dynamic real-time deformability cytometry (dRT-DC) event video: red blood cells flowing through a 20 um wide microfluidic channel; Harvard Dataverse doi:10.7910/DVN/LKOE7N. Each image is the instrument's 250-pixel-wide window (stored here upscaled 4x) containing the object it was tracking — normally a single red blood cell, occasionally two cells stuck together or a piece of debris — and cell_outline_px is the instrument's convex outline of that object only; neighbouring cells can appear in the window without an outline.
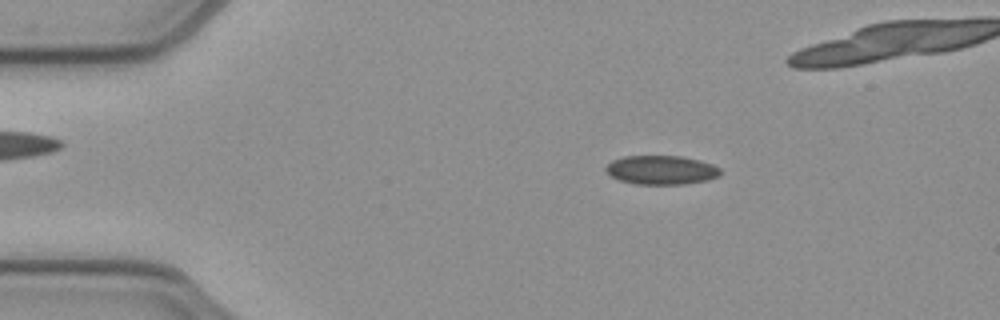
{"species": "common noctule bat (a hibernating species)", "species_latin": "Nyctalus noctula", "temperature_condition": "cold", "stored_images_in_passage": 45, "camera_frame_rate_fps": 3000, "um_per_image_px": 0.085, "animal": {"sex": "female", "body_mass_g": 21.9}, "frame": {"image": 1, "passage_image": 8, "time_ms": 2.333, "image_size_px": [1000, 320], "cell_outline_px": [[720, 176], [708, 180], [684, 184], [636, 184], [620, 180], [612, 176], [604, 168], [612, 160], [624, 156], [680, 156], [700, 160], [712, 164], [720, 168]], "centroid_in_image_um": [56.23, 14.45], "position_along_channel_um": 28.8, "area_um2": 19.31}}
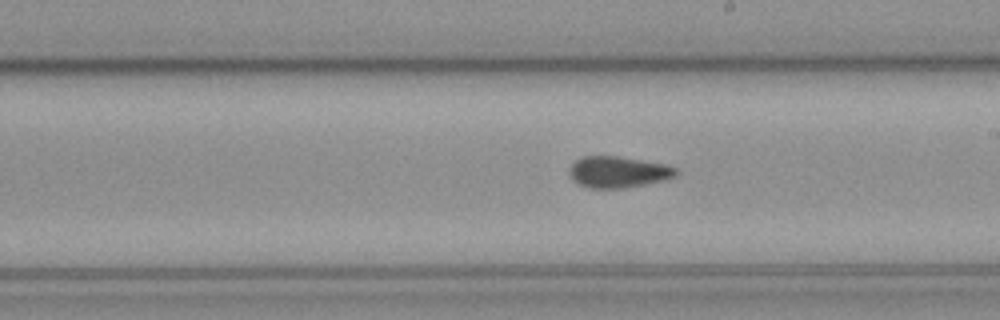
{"frame": {"image": 2, "passage_image": 28, "time_ms": 9.0, "image_size_px": [1000, 320], "cell_outline_px": [[680, 172], [676, 176], [664, 180], [624, 188], [588, 188], [572, 180], [568, 176], [568, 168], [580, 156], [616, 156], [668, 164], [676, 168]], "centroid_in_image_um": [52.53, 14.61], "position_along_channel_um": 236.5, "area_um2": 19.71}}
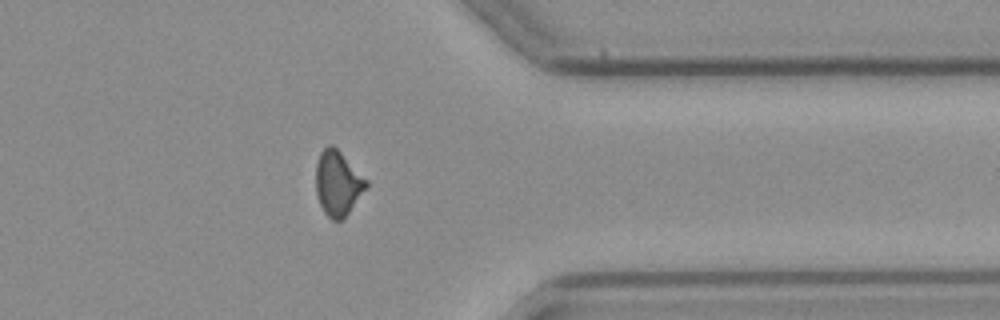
{"frame": {"image": 3, "passage_image": 40, "time_ms": 13.0, "image_size_px": [1000, 320], "cell_outline_px": [[368, 184], [344, 220], [332, 220], [324, 212], [320, 204], [316, 192], [316, 164], [320, 152], [328, 144], [332, 144], [368, 180]], "centroid_in_image_um": [28.7, 15.58], "position_along_channel_um": 382.7, "area_um2": 18.9}, "authors_computed_cell_mechanics": {"area_um2": 19.4208, "velocity_mm_per_s": 3.93, "shape_relaxation_time_tau1_ms": null, "shape_relaxation_time_tau2_ms": 3.2758, "deformation_change_tau1": null, "deformation_change_tau2": 0.0809}}